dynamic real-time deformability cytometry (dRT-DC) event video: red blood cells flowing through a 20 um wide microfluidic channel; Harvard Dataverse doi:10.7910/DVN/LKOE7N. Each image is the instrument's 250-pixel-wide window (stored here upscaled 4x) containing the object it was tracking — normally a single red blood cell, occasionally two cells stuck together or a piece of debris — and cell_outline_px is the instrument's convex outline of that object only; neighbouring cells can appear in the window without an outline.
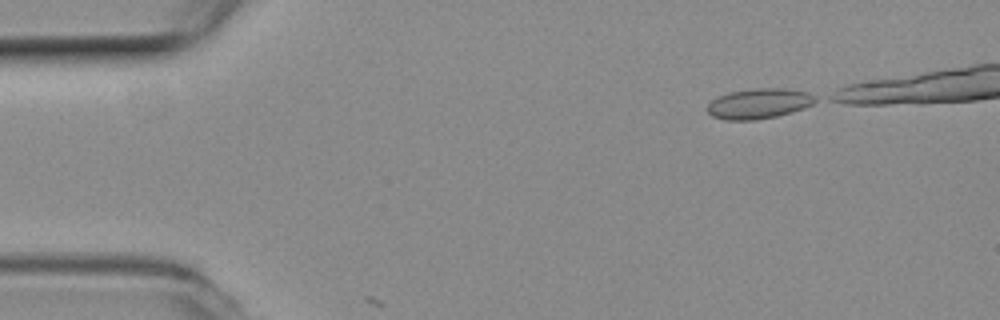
{"species": "common noctule bat (a hibernating species)", "species_latin": "Nyctalus noctula", "temperature_condition": "room temperature", "stored_images_in_passage": 3, "camera_frame_rate_fps": 3000, "um_per_image_px": 0.085, "animal": {"sex": "female", "body_mass_g": 19.3, "forearm_length_mm": 54.1}, "frame": {"image": 1, "passage_image": 1, "time_ms": 0.0, "image_size_px": [1000, 320], "cell_outline_px": [[820, 100], [804, 108], [792, 112], [776, 116], [756, 120], [724, 120], [712, 116], [704, 108], [712, 100], [728, 92], [756, 88], [784, 88], [808, 92], [816, 96]], "centroid_in_image_um": [64.52, 8.8], "position_along_channel_um": 20.5, "area_um2": 19.25}}